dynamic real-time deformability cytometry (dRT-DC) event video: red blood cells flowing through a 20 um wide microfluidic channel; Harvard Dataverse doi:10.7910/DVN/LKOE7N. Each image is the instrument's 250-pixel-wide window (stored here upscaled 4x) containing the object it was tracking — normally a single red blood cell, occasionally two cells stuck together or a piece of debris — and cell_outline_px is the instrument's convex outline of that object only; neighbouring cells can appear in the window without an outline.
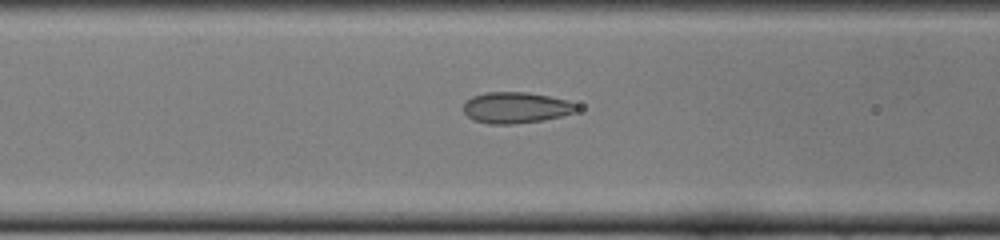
{"species": "common noctule bat (a hibernating species)", "species_latin": "Nyctalus noctula", "temperature_condition": "cold", "stored_images_in_passage": 13, "camera_frame_rate_fps": 3000, "um_per_image_px": 0.085, "animal": {"sex": "female", "body_mass_g": 22.0, "forearm_length_mm": 56.7}, "frame": {"image": 1, "passage_image": 11, "time_ms": 3.333, "image_size_px": [1000, 240], "cell_outline_px": [[580, 108], [576, 112], [544, 120], [512, 124], [488, 124], [472, 120], [464, 112], [464, 104], [472, 96], [484, 92], [528, 92], [568, 100], [576, 104]], "centroid_in_image_um": [43.86, 9.15], "position_along_channel_um": 122.7, "area_um2": 20.63}}